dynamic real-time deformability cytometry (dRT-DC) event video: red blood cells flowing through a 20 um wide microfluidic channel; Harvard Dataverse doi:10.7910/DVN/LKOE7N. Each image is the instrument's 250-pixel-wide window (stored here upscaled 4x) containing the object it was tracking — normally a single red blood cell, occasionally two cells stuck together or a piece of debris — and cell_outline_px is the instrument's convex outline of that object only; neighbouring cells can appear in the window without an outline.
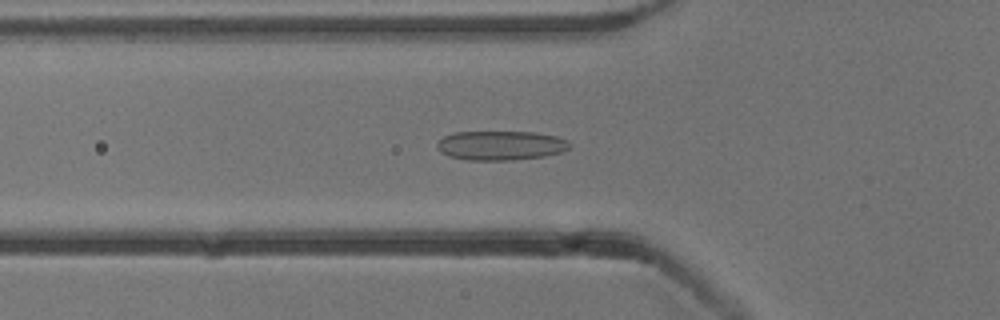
{"species": "common noctule bat (a hibernating species)", "species_latin": "Nyctalus noctula", "temperature_condition": "cold", "stored_images_in_passage": 52, "camera_frame_rate_fps": 3000, "um_per_image_px": 0.085, "animal": {"sex": "male", "body_mass_g": 13.3}, "frame": {"image": 1, "passage_image": 17, "time_ms": 5.333, "image_size_px": [1000, 320], "cell_outline_px": [[572, 144], [568, 148], [560, 152], [544, 156], [512, 160], [464, 160], [448, 156], [440, 152], [436, 148], [436, 144], [444, 136], [456, 132], [536, 132], [556, 136], [568, 140]], "centroid_in_image_um": [42.54, 12.36], "position_along_channel_um": 83.3, "area_um2": 22.77}}
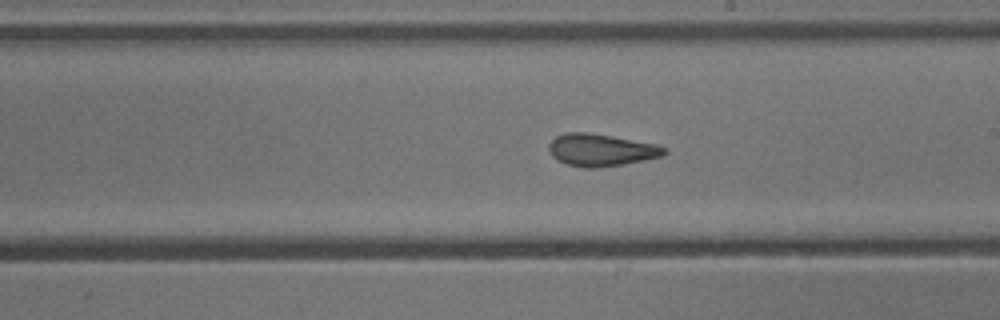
{"frame": {"image": 2, "passage_image": 29, "time_ms": 9.333, "image_size_px": [1000, 320], "cell_outline_px": [[668, 152], [660, 156], [644, 160], [624, 164], [596, 168], [584, 168], [568, 164], [556, 160], [552, 156], [548, 148], [548, 144], [556, 136], [568, 132], [588, 132], [612, 136], [656, 144], [668, 148]], "centroid_in_image_um": [51.08, 12.75], "position_along_channel_um": 237.9, "area_um2": 21.73}}
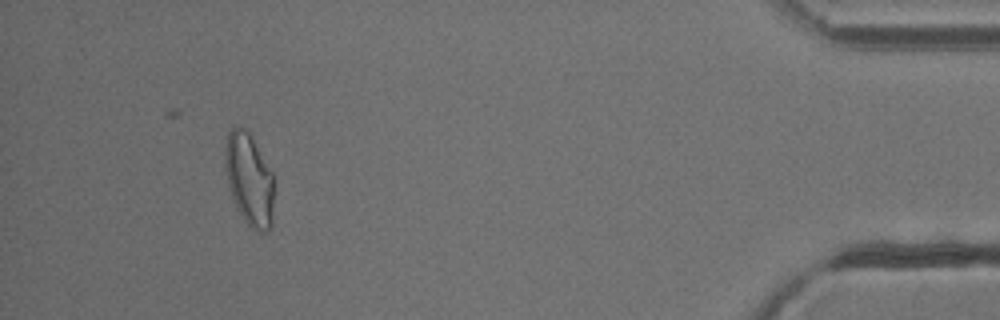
{"frame": {"image": 3, "passage_image": 48, "time_ms": 15.667, "image_size_px": [1000, 320], "cell_outline_px": [[276, 176], [272, 228], [264, 232], [260, 232], [252, 228], [248, 224], [240, 212], [232, 196], [228, 184], [224, 164], [224, 160], [228, 132], [232, 124], [248, 128]], "centroid_in_image_um": [21.24, 15.18], "position_along_channel_um": 414.0, "area_um2": 27.34}, "authors_computed_cell_mechanics": {"area_um2": 23.1489, "velocity_mm_per_s": 3.8423, "shape_relaxation_time_tau1_ms": 10.3505, "shape_relaxation_time_tau2_ms": 1.8471, "deformation_change_tau1": 0.1958, "deformation_change_tau2": 0.0893}}